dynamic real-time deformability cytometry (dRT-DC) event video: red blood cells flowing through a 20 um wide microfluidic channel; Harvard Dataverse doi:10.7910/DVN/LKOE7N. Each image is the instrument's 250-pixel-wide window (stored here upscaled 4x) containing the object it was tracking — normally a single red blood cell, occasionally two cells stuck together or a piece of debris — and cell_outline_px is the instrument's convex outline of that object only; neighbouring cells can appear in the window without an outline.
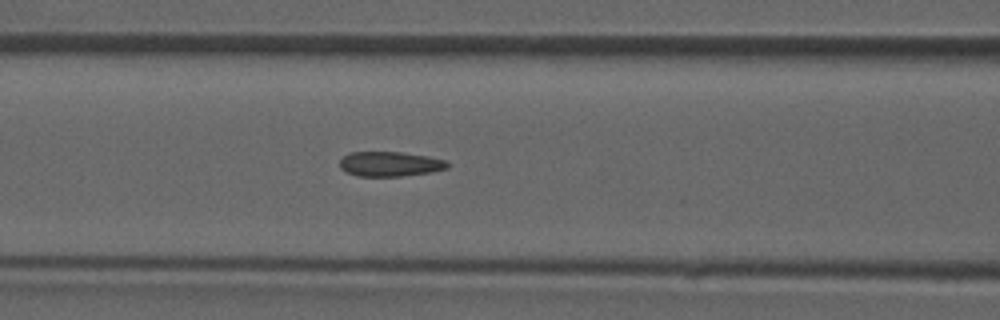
{"species": "common noctule bat (a hibernating species)", "species_latin": "Nyctalus noctula", "temperature_condition": "room temperature", "stored_images_in_passage": 35, "camera_frame_rate_fps": 3000, "um_per_image_px": 0.085, "animal": {"sex": "male", "forearm_length_mm": 52.5}, "frame": {"image": 1, "passage_image": 7, "time_ms": 2.0, "image_size_px": [1000, 320], "cell_outline_px": [[448, 168], [432, 172], [400, 176], [356, 176], [340, 168], [340, 160], [348, 152], [400, 152], [428, 156], [444, 160], [448, 164]], "centroid_in_image_um": [33.13, 13.94], "position_along_channel_um": 133.5, "area_um2": 15.49}}